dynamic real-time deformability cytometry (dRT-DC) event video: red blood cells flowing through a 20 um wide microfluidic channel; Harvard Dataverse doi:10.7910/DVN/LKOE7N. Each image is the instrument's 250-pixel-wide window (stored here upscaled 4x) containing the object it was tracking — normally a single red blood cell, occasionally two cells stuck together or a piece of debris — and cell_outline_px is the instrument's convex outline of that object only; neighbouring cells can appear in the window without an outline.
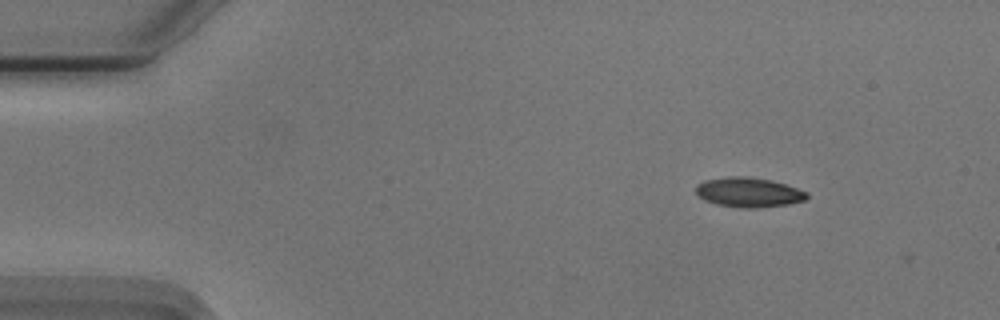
{"species": "Egyptian fruit bat (a non-hibernating species)", "species_latin": "Rousettus aegyptiacus", "temperature_condition": "cold", "stored_images_in_passage": 6, "camera_frame_rate_fps": 3000, "um_per_image_px": 0.085, "animal": {"sex": "male"}, "frame": {"image": 1, "passage_image": 3, "time_ms": 0.667, "image_size_px": [1000, 320], "cell_outline_px": [[808, 196], [804, 200], [788, 204], [756, 208], [744, 208], [716, 204], [704, 200], [696, 192], [696, 184], [704, 180], [728, 176], [744, 176], [772, 180], [808, 192]], "centroid_in_image_um": [63.61, 16.34], "position_along_channel_um": 21.4, "area_um2": 19.13}}